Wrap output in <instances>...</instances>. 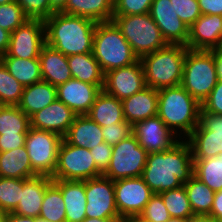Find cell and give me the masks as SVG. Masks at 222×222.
Returning <instances> with one entry per match:
<instances>
[{"instance_id": "obj_1", "label": "cell", "mask_w": 222, "mask_h": 222, "mask_svg": "<svg viewBox=\"0 0 222 222\" xmlns=\"http://www.w3.org/2000/svg\"><path fill=\"white\" fill-rule=\"evenodd\" d=\"M193 176L192 149L186 139H180L169 150L149 153L141 175L154 194L178 188Z\"/></svg>"}, {"instance_id": "obj_2", "label": "cell", "mask_w": 222, "mask_h": 222, "mask_svg": "<svg viewBox=\"0 0 222 222\" xmlns=\"http://www.w3.org/2000/svg\"><path fill=\"white\" fill-rule=\"evenodd\" d=\"M44 24L46 44L65 56L93 52L97 23L91 19L57 12Z\"/></svg>"}, {"instance_id": "obj_3", "label": "cell", "mask_w": 222, "mask_h": 222, "mask_svg": "<svg viewBox=\"0 0 222 222\" xmlns=\"http://www.w3.org/2000/svg\"><path fill=\"white\" fill-rule=\"evenodd\" d=\"M157 92V115L177 137L186 139L199 124L201 104L181 85Z\"/></svg>"}, {"instance_id": "obj_4", "label": "cell", "mask_w": 222, "mask_h": 222, "mask_svg": "<svg viewBox=\"0 0 222 222\" xmlns=\"http://www.w3.org/2000/svg\"><path fill=\"white\" fill-rule=\"evenodd\" d=\"M187 49L185 45L167 44L141 57L146 86L155 90L179 86Z\"/></svg>"}, {"instance_id": "obj_5", "label": "cell", "mask_w": 222, "mask_h": 222, "mask_svg": "<svg viewBox=\"0 0 222 222\" xmlns=\"http://www.w3.org/2000/svg\"><path fill=\"white\" fill-rule=\"evenodd\" d=\"M92 53L104 74L139 60L113 21L96 24Z\"/></svg>"}, {"instance_id": "obj_6", "label": "cell", "mask_w": 222, "mask_h": 222, "mask_svg": "<svg viewBox=\"0 0 222 222\" xmlns=\"http://www.w3.org/2000/svg\"><path fill=\"white\" fill-rule=\"evenodd\" d=\"M217 82L215 51L187 49L180 85L202 104Z\"/></svg>"}, {"instance_id": "obj_7", "label": "cell", "mask_w": 222, "mask_h": 222, "mask_svg": "<svg viewBox=\"0 0 222 222\" xmlns=\"http://www.w3.org/2000/svg\"><path fill=\"white\" fill-rule=\"evenodd\" d=\"M112 21L140 59L167 45L159 27L149 13L141 15L113 16Z\"/></svg>"}, {"instance_id": "obj_8", "label": "cell", "mask_w": 222, "mask_h": 222, "mask_svg": "<svg viewBox=\"0 0 222 222\" xmlns=\"http://www.w3.org/2000/svg\"><path fill=\"white\" fill-rule=\"evenodd\" d=\"M63 137L51 131L30 127L25 147L32 166L38 176L52 177L58 159V150Z\"/></svg>"}, {"instance_id": "obj_9", "label": "cell", "mask_w": 222, "mask_h": 222, "mask_svg": "<svg viewBox=\"0 0 222 222\" xmlns=\"http://www.w3.org/2000/svg\"><path fill=\"white\" fill-rule=\"evenodd\" d=\"M101 175L90 149L76 147L68 144L64 139L62 140L52 180L85 181Z\"/></svg>"}, {"instance_id": "obj_10", "label": "cell", "mask_w": 222, "mask_h": 222, "mask_svg": "<svg viewBox=\"0 0 222 222\" xmlns=\"http://www.w3.org/2000/svg\"><path fill=\"white\" fill-rule=\"evenodd\" d=\"M147 151L134 134L112 146V156L107 170L102 174L113 181L140 177L146 165Z\"/></svg>"}, {"instance_id": "obj_11", "label": "cell", "mask_w": 222, "mask_h": 222, "mask_svg": "<svg viewBox=\"0 0 222 222\" xmlns=\"http://www.w3.org/2000/svg\"><path fill=\"white\" fill-rule=\"evenodd\" d=\"M186 139L193 159H208L222 153V115L200 111L199 124Z\"/></svg>"}, {"instance_id": "obj_12", "label": "cell", "mask_w": 222, "mask_h": 222, "mask_svg": "<svg viewBox=\"0 0 222 222\" xmlns=\"http://www.w3.org/2000/svg\"><path fill=\"white\" fill-rule=\"evenodd\" d=\"M45 44L44 21L28 19L10 34L8 50L1 57L39 58L41 49Z\"/></svg>"}, {"instance_id": "obj_13", "label": "cell", "mask_w": 222, "mask_h": 222, "mask_svg": "<svg viewBox=\"0 0 222 222\" xmlns=\"http://www.w3.org/2000/svg\"><path fill=\"white\" fill-rule=\"evenodd\" d=\"M115 204L121 219L140 215L154 192L142 177L114 181Z\"/></svg>"}, {"instance_id": "obj_14", "label": "cell", "mask_w": 222, "mask_h": 222, "mask_svg": "<svg viewBox=\"0 0 222 222\" xmlns=\"http://www.w3.org/2000/svg\"><path fill=\"white\" fill-rule=\"evenodd\" d=\"M86 217L120 218L115 204L114 181L101 175L85 180Z\"/></svg>"}, {"instance_id": "obj_15", "label": "cell", "mask_w": 222, "mask_h": 222, "mask_svg": "<svg viewBox=\"0 0 222 222\" xmlns=\"http://www.w3.org/2000/svg\"><path fill=\"white\" fill-rule=\"evenodd\" d=\"M146 87L145 76L140 60L136 63L105 73L103 90L123 100Z\"/></svg>"}, {"instance_id": "obj_16", "label": "cell", "mask_w": 222, "mask_h": 222, "mask_svg": "<svg viewBox=\"0 0 222 222\" xmlns=\"http://www.w3.org/2000/svg\"><path fill=\"white\" fill-rule=\"evenodd\" d=\"M133 134L148 154L169 150L180 140L158 115L133 125Z\"/></svg>"}, {"instance_id": "obj_17", "label": "cell", "mask_w": 222, "mask_h": 222, "mask_svg": "<svg viewBox=\"0 0 222 222\" xmlns=\"http://www.w3.org/2000/svg\"><path fill=\"white\" fill-rule=\"evenodd\" d=\"M149 14L167 44L187 46L188 27L177 16L170 0H153Z\"/></svg>"}, {"instance_id": "obj_18", "label": "cell", "mask_w": 222, "mask_h": 222, "mask_svg": "<svg viewBox=\"0 0 222 222\" xmlns=\"http://www.w3.org/2000/svg\"><path fill=\"white\" fill-rule=\"evenodd\" d=\"M188 49L222 50V15H201L188 28Z\"/></svg>"}, {"instance_id": "obj_19", "label": "cell", "mask_w": 222, "mask_h": 222, "mask_svg": "<svg viewBox=\"0 0 222 222\" xmlns=\"http://www.w3.org/2000/svg\"><path fill=\"white\" fill-rule=\"evenodd\" d=\"M103 86L93 85L72 78L56 87L57 99L77 115H86Z\"/></svg>"}, {"instance_id": "obj_20", "label": "cell", "mask_w": 222, "mask_h": 222, "mask_svg": "<svg viewBox=\"0 0 222 222\" xmlns=\"http://www.w3.org/2000/svg\"><path fill=\"white\" fill-rule=\"evenodd\" d=\"M77 114L56 99L30 117V127L51 131L64 137Z\"/></svg>"}, {"instance_id": "obj_21", "label": "cell", "mask_w": 222, "mask_h": 222, "mask_svg": "<svg viewBox=\"0 0 222 222\" xmlns=\"http://www.w3.org/2000/svg\"><path fill=\"white\" fill-rule=\"evenodd\" d=\"M123 115L132 126L137 122L154 117L158 112V92L146 86L141 91L122 100Z\"/></svg>"}, {"instance_id": "obj_22", "label": "cell", "mask_w": 222, "mask_h": 222, "mask_svg": "<svg viewBox=\"0 0 222 222\" xmlns=\"http://www.w3.org/2000/svg\"><path fill=\"white\" fill-rule=\"evenodd\" d=\"M52 182L48 176L23 179L20 201L13 212L21 216L39 217L45 190Z\"/></svg>"}, {"instance_id": "obj_23", "label": "cell", "mask_w": 222, "mask_h": 222, "mask_svg": "<svg viewBox=\"0 0 222 222\" xmlns=\"http://www.w3.org/2000/svg\"><path fill=\"white\" fill-rule=\"evenodd\" d=\"M53 183L61 190L66 222H82L86 218L85 181L53 180Z\"/></svg>"}, {"instance_id": "obj_24", "label": "cell", "mask_w": 222, "mask_h": 222, "mask_svg": "<svg viewBox=\"0 0 222 222\" xmlns=\"http://www.w3.org/2000/svg\"><path fill=\"white\" fill-rule=\"evenodd\" d=\"M42 80L58 86L72 79L67 56L45 44L39 55Z\"/></svg>"}, {"instance_id": "obj_25", "label": "cell", "mask_w": 222, "mask_h": 222, "mask_svg": "<svg viewBox=\"0 0 222 222\" xmlns=\"http://www.w3.org/2000/svg\"><path fill=\"white\" fill-rule=\"evenodd\" d=\"M63 139L70 145L88 149L104 142L102 127L87 115H77Z\"/></svg>"}, {"instance_id": "obj_26", "label": "cell", "mask_w": 222, "mask_h": 222, "mask_svg": "<svg viewBox=\"0 0 222 222\" xmlns=\"http://www.w3.org/2000/svg\"><path fill=\"white\" fill-rule=\"evenodd\" d=\"M57 99L56 86L41 80L24 87L21 101L17 105L29 118Z\"/></svg>"}, {"instance_id": "obj_27", "label": "cell", "mask_w": 222, "mask_h": 222, "mask_svg": "<svg viewBox=\"0 0 222 222\" xmlns=\"http://www.w3.org/2000/svg\"><path fill=\"white\" fill-rule=\"evenodd\" d=\"M86 115L101 127L112 123L126 122L123 115L122 101L106 93L103 89L98 93Z\"/></svg>"}, {"instance_id": "obj_28", "label": "cell", "mask_w": 222, "mask_h": 222, "mask_svg": "<svg viewBox=\"0 0 222 222\" xmlns=\"http://www.w3.org/2000/svg\"><path fill=\"white\" fill-rule=\"evenodd\" d=\"M114 0H68L62 13L91 19L92 21H112Z\"/></svg>"}, {"instance_id": "obj_29", "label": "cell", "mask_w": 222, "mask_h": 222, "mask_svg": "<svg viewBox=\"0 0 222 222\" xmlns=\"http://www.w3.org/2000/svg\"><path fill=\"white\" fill-rule=\"evenodd\" d=\"M0 176L30 179L38 176L33 170L25 146L0 152Z\"/></svg>"}, {"instance_id": "obj_30", "label": "cell", "mask_w": 222, "mask_h": 222, "mask_svg": "<svg viewBox=\"0 0 222 222\" xmlns=\"http://www.w3.org/2000/svg\"><path fill=\"white\" fill-rule=\"evenodd\" d=\"M73 79L93 85H104V72L93 53L67 56Z\"/></svg>"}, {"instance_id": "obj_31", "label": "cell", "mask_w": 222, "mask_h": 222, "mask_svg": "<svg viewBox=\"0 0 222 222\" xmlns=\"http://www.w3.org/2000/svg\"><path fill=\"white\" fill-rule=\"evenodd\" d=\"M9 73L23 85L30 86L42 80L39 58L20 59L17 57H0Z\"/></svg>"}, {"instance_id": "obj_32", "label": "cell", "mask_w": 222, "mask_h": 222, "mask_svg": "<svg viewBox=\"0 0 222 222\" xmlns=\"http://www.w3.org/2000/svg\"><path fill=\"white\" fill-rule=\"evenodd\" d=\"M194 215H210L215 191L193 176L183 184Z\"/></svg>"}, {"instance_id": "obj_33", "label": "cell", "mask_w": 222, "mask_h": 222, "mask_svg": "<svg viewBox=\"0 0 222 222\" xmlns=\"http://www.w3.org/2000/svg\"><path fill=\"white\" fill-rule=\"evenodd\" d=\"M194 176L213 191L222 190V153L208 159H193Z\"/></svg>"}, {"instance_id": "obj_34", "label": "cell", "mask_w": 222, "mask_h": 222, "mask_svg": "<svg viewBox=\"0 0 222 222\" xmlns=\"http://www.w3.org/2000/svg\"><path fill=\"white\" fill-rule=\"evenodd\" d=\"M30 118L16 105H0V134L28 133Z\"/></svg>"}, {"instance_id": "obj_35", "label": "cell", "mask_w": 222, "mask_h": 222, "mask_svg": "<svg viewBox=\"0 0 222 222\" xmlns=\"http://www.w3.org/2000/svg\"><path fill=\"white\" fill-rule=\"evenodd\" d=\"M39 217L49 222H66L62 193L53 182L45 190Z\"/></svg>"}, {"instance_id": "obj_36", "label": "cell", "mask_w": 222, "mask_h": 222, "mask_svg": "<svg viewBox=\"0 0 222 222\" xmlns=\"http://www.w3.org/2000/svg\"><path fill=\"white\" fill-rule=\"evenodd\" d=\"M171 218L189 219L193 214L184 185L159 193Z\"/></svg>"}, {"instance_id": "obj_37", "label": "cell", "mask_w": 222, "mask_h": 222, "mask_svg": "<svg viewBox=\"0 0 222 222\" xmlns=\"http://www.w3.org/2000/svg\"><path fill=\"white\" fill-rule=\"evenodd\" d=\"M24 87L8 71L0 60V105H18Z\"/></svg>"}, {"instance_id": "obj_38", "label": "cell", "mask_w": 222, "mask_h": 222, "mask_svg": "<svg viewBox=\"0 0 222 222\" xmlns=\"http://www.w3.org/2000/svg\"><path fill=\"white\" fill-rule=\"evenodd\" d=\"M23 179L0 176V212H13L20 201Z\"/></svg>"}, {"instance_id": "obj_39", "label": "cell", "mask_w": 222, "mask_h": 222, "mask_svg": "<svg viewBox=\"0 0 222 222\" xmlns=\"http://www.w3.org/2000/svg\"><path fill=\"white\" fill-rule=\"evenodd\" d=\"M26 20L28 18L16 1L0 5V27L2 29L12 33Z\"/></svg>"}, {"instance_id": "obj_40", "label": "cell", "mask_w": 222, "mask_h": 222, "mask_svg": "<svg viewBox=\"0 0 222 222\" xmlns=\"http://www.w3.org/2000/svg\"><path fill=\"white\" fill-rule=\"evenodd\" d=\"M28 19L45 21L55 12L51 9L49 0H15Z\"/></svg>"}, {"instance_id": "obj_41", "label": "cell", "mask_w": 222, "mask_h": 222, "mask_svg": "<svg viewBox=\"0 0 222 222\" xmlns=\"http://www.w3.org/2000/svg\"><path fill=\"white\" fill-rule=\"evenodd\" d=\"M152 2L153 0H114L113 16L149 13Z\"/></svg>"}, {"instance_id": "obj_42", "label": "cell", "mask_w": 222, "mask_h": 222, "mask_svg": "<svg viewBox=\"0 0 222 222\" xmlns=\"http://www.w3.org/2000/svg\"><path fill=\"white\" fill-rule=\"evenodd\" d=\"M177 16L189 28L202 14L198 0H170Z\"/></svg>"}, {"instance_id": "obj_43", "label": "cell", "mask_w": 222, "mask_h": 222, "mask_svg": "<svg viewBox=\"0 0 222 222\" xmlns=\"http://www.w3.org/2000/svg\"><path fill=\"white\" fill-rule=\"evenodd\" d=\"M152 222H167L171 216L159 194H154L140 214Z\"/></svg>"}, {"instance_id": "obj_44", "label": "cell", "mask_w": 222, "mask_h": 222, "mask_svg": "<svg viewBox=\"0 0 222 222\" xmlns=\"http://www.w3.org/2000/svg\"><path fill=\"white\" fill-rule=\"evenodd\" d=\"M103 139L109 145H116L133 134V126L128 122L112 123L102 127Z\"/></svg>"}, {"instance_id": "obj_45", "label": "cell", "mask_w": 222, "mask_h": 222, "mask_svg": "<svg viewBox=\"0 0 222 222\" xmlns=\"http://www.w3.org/2000/svg\"><path fill=\"white\" fill-rule=\"evenodd\" d=\"M201 111L215 115H222V80H218L216 86L201 104Z\"/></svg>"}, {"instance_id": "obj_46", "label": "cell", "mask_w": 222, "mask_h": 222, "mask_svg": "<svg viewBox=\"0 0 222 222\" xmlns=\"http://www.w3.org/2000/svg\"><path fill=\"white\" fill-rule=\"evenodd\" d=\"M92 158L95 161L97 169L103 174L110 163L112 156V145L102 142L90 149Z\"/></svg>"}, {"instance_id": "obj_47", "label": "cell", "mask_w": 222, "mask_h": 222, "mask_svg": "<svg viewBox=\"0 0 222 222\" xmlns=\"http://www.w3.org/2000/svg\"><path fill=\"white\" fill-rule=\"evenodd\" d=\"M27 133H17V135L0 134V152H6L25 146Z\"/></svg>"}, {"instance_id": "obj_48", "label": "cell", "mask_w": 222, "mask_h": 222, "mask_svg": "<svg viewBox=\"0 0 222 222\" xmlns=\"http://www.w3.org/2000/svg\"><path fill=\"white\" fill-rule=\"evenodd\" d=\"M203 15H222V0H198Z\"/></svg>"}, {"instance_id": "obj_49", "label": "cell", "mask_w": 222, "mask_h": 222, "mask_svg": "<svg viewBox=\"0 0 222 222\" xmlns=\"http://www.w3.org/2000/svg\"><path fill=\"white\" fill-rule=\"evenodd\" d=\"M210 216L218 219L219 221L222 219V190L215 192Z\"/></svg>"}, {"instance_id": "obj_50", "label": "cell", "mask_w": 222, "mask_h": 222, "mask_svg": "<svg viewBox=\"0 0 222 222\" xmlns=\"http://www.w3.org/2000/svg\"><path fill=\"white\" fill-rule=\"evenodd\" d=\"M10 32L0 27V57L5 55L10 41Z\"/></svg>"}, {"instance_id": "obj_51", "label": "cell", "mask_w": 222, "mask_h": 222, "mask_svg": "<svg viewBox=\"0 0 222 222\" xmlns=\"http://www.w3.org/2000/svg\"><path fill=\"white\" fill-rule=\"evenodd\" d=\"M8 222H36L35 217L21 216L14 212L7 213Z\"/></svg>"}, {"instance_id": "obj_52", "label": "cell", "mask_w": 222, "mask_h": 222, "mask_svg": "<svg viewBox=\"0 0 222 222\" xmlns=\"http://www.w3.org/2000/svg\"><path fill=\"white\" fill-rule=\"evenodd\" d=\"M215 66L218 80H222V50L215 51Z\"/></svg>"}, {"instance_id": "obj_53", "label": "cell", "mask_w": 222, "mask_h": 222, "mask_svg": "<svg viewBox=\"0 0 222 222\" xmlns=\"http://www.w3.org/2000/svg\"><path fill=\"white\" fill-rule=\"evenodd\" d=\"M187 222H220L218 219L210 215H194L187 219Z\"/></svg>"}, {"instance_id": "obj_54", "label": "cell", "mask_w": 222, "mask_h": 222, "mask_svg": "<svg viewBox=\"0 0 222 222\" xmlns=\"http://www.w3.org/2000/svg\"><path fill=\"white\" fill-rule=\"evenodd\" d=\"M68 0H49L51 9L57 13L62 12L67 4Z\"/></svg>"}, {"instance_id": "obj_55", "label": "cell", "mask_w": 222, "mask_h": 222, "mask_svg": "<svg viewBox=\"0 0 222 222\" xmlns=\"http://www.w3.org/2000/svg\"><path fill=\"white\" fill-rule=\"evenodd\" d=\"M121 218H88L86 217L82 222H121Z\"/></svg>"}, {"instance_id": "obj_56", "label": "cell", "mask_w": 222, "mask_h": 222, "mask_svg": "<svg viewBox=\"0 0 222 222\" xmlns=\"http://www.w3.org/2000/svg\"><path fill=\"white\" fill-rule=\"evenodd\" d=\"M121 222H152L141 215H133L122 219Z\"/></svg>"}, {"instance_id": "obj_57", "label": "cell", "mask_w": 222, "mask_h": 222, "mask_svg": "<svg viewBox=\"0 0 222 222\" xmlns=\"http://www.w3.org/2000/svg\"><path fill=\"white\" fill-rule=\"evenodd\" d=\"M167 222H187V219H182V218H170Z\"/></svg>"}, {"instance_id": "obj_58", "label": "cell", "mask_w": 222, "mask_h": 222, "mask_svg": "<svg viewBox=\"0 0 222 222\" xmlns=\"http://www.w3.org/2000/svg\"><path fill=\"white\" fill-rule=\"evenodd\" d=\"M0 222H8L7 213L0 212Z\"/></svg>"}, {"instance_id": "obj_59", "label": "cell", "mask_w": 222, "mask_h": 222, "mask_svg": "<svg viewBox=\"0 0 222 222\" xmlns=\"http://www.w3.org/2000/svg\"><path fill=\"white\" fill-rule=\"evenodd\" d=\"M15 0H0V5L11 3Z\"/></svg>"}, {"instance_id": "obj_60", "label": "cell", "mask_w": 222, "mask_h": 222, "mask_svg": "<svg viewBox=\"0 0 222 222\" xmlns=\"http://www.w3.org/2000/svg\"><path fill=\"white\" fill-rule=\"evenodd\" d=\"M36 222H49V221H47V220H45V219H42V218H40V217H37V218H36Z\"/></svg>"}]
</instances>
